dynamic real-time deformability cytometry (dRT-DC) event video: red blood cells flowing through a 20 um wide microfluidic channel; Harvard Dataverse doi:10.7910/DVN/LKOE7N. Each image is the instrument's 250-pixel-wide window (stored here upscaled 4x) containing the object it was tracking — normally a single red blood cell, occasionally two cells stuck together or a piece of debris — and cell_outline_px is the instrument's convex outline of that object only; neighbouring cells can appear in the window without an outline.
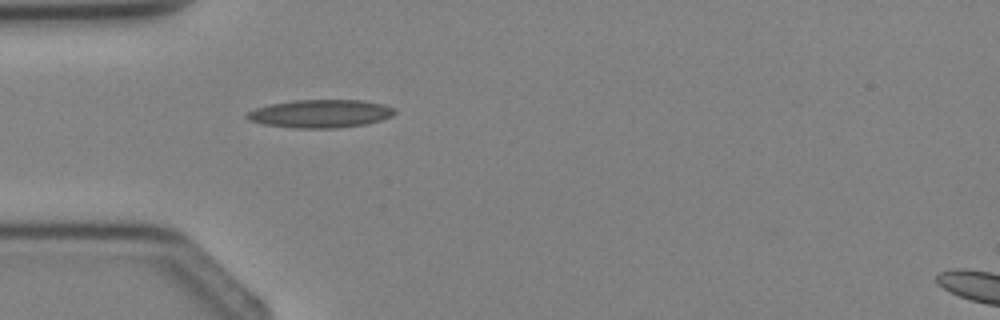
{"species": "Egyptian fruit bat (a non-hibernating species)", "species_latin": "Rousettus aegyptiacus", "temperature_condition": "cold", "stored_images_in_passage": 1, "camera_frame_rate_fps": 3000, "um_per_image_px": 0.085, "animal": {"sex": "female"}, "frame": {"image": 1, "passage_image": 1, "time_ms": 0.0, "image_size_px": [1000, 320], "cell_outline_px": [[396, 112], [392, 116], [380, 120], [364, 124], [336, 128], [292, 128], [264, 124], [248, 120], [244, 116], [248, 112], [256, 108], [272, 104], [292, 100], [364, 100], [384, 104], [396, 108]], "centroid_in_image_um": [27.25, 9.65], "position_along_channel_um": 57.7, "area_um2": 24.22}}